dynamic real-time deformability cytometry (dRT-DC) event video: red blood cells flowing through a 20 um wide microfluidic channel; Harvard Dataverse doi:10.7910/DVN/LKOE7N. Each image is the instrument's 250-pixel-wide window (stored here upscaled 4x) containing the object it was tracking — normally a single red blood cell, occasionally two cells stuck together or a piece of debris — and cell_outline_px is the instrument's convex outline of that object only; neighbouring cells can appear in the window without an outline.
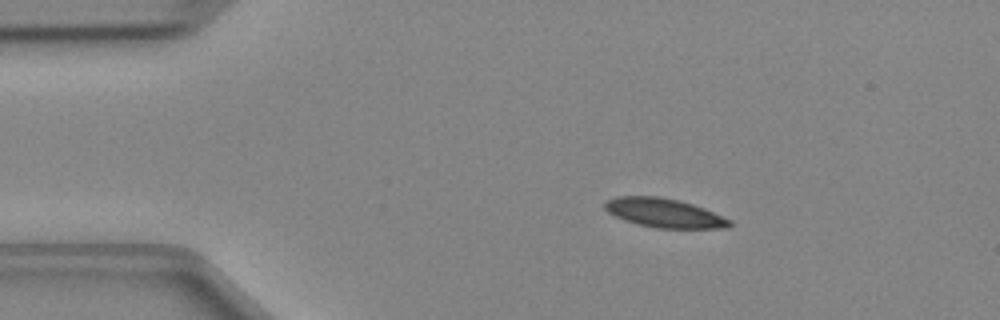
{"species": "Egyptian fruit bat (a non-hibernating species)", "species_latin": "Rousettus aegyptiacus", "temperature_condition": "cold", "stored_images_in_passage": 40, "camera_frame_rate_fps": 3000, "um_per_image_px": 0.085, "animal": {"sex": "female"}, "frame": {"image": 1, "passage_image": 1, "time_ms": 0.0, "image_size_px": [1000, 320], "cell_outline_px": [[732, 224], [728, 228], [656, 228], [636, 224], [624, 220], [608, 212], [604, 208], [604, 200], [616, 196], [656, 196], [680, 200], [704, 208], [732, 220]], "centroid_in_image_um": [56.44, 18.1], "position_along_channel_um": 28.6, "area_um2": 21.27}}
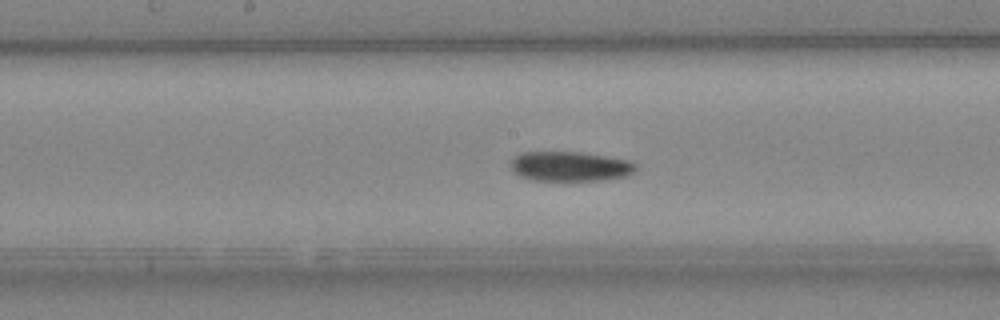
{"frame": {"image": 2, "passage_image": 17, "time_ms": 5.333, "image_size_px": [1000, 320], "cell_outline_px": [[636, 172], [624, 176], [604, 180], [532, 180], [520, 176], [512, 172], [508, 164], [520, 152], [580, 152], [628, 160], [636, 164]], "centroid_in_image_um": [48.41, 14.14], "position_along_channel_um": 199.8, "area_um2": 21.73}}
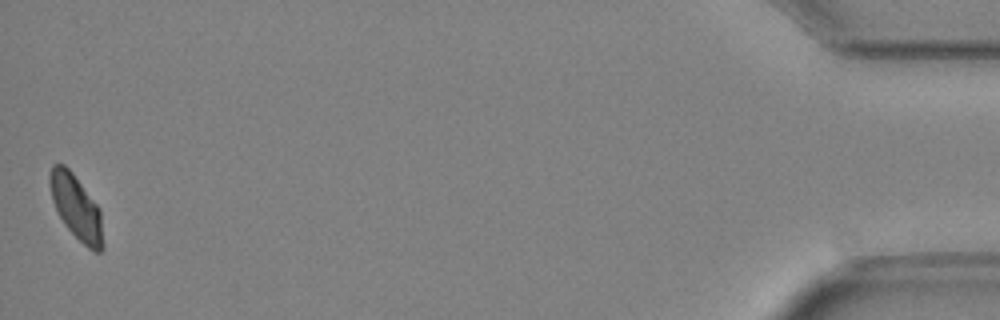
{"frame": {"image": 3, "passage_image": 40, "time_ms": 13.0, "image_size_px": [1000, 320], "cell_outline_px": [[104, 248], [100, 252], [92, 252], [64, 224], [52, 200], [48, 180], [48, 176], [52, 164], [64, 164], [72, 172], [100, 208], [104, 244]], "centroid_in_image_um": [6.49, 17.62], "position_along_channel_um": 428.7, "area_um2": 20.0}}